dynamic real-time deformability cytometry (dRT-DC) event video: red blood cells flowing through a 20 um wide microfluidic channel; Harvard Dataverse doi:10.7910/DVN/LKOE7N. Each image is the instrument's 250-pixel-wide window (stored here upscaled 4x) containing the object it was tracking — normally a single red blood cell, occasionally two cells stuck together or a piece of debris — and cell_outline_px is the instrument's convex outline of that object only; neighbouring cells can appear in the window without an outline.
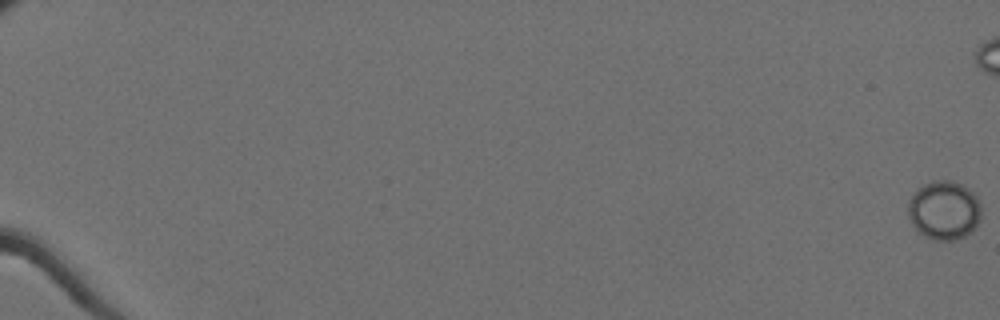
{"species": "Egyptian fruit bat (a non-hibernating species)", "species_latin": "Rousettus aegyptiacus", "temperature_condition": "cold", "stored_images_in_passage": 63, "camera_frame_rate_fps": 3000, "um_per_image_px": 0.085, "animal": {"sex": "female"}, "frame": {"image": 1, "passage_image": 1, "time_ms": 0.0, "image_size_px": [1000, 320], "cell_outline_px": [[980, 220], [964, 236], [956, 240], [932, 240], [924, 236], [912, 224], [908, 216], [908, 200], [912, 192], [916, 188], [932, 180], [952, 180], [964, 184], [976, 196], [980, 204]], "centroid_in_image_um": [80.21, 17.84], "position_along_channel_um": 4.8, "area_um2": 25.32}}
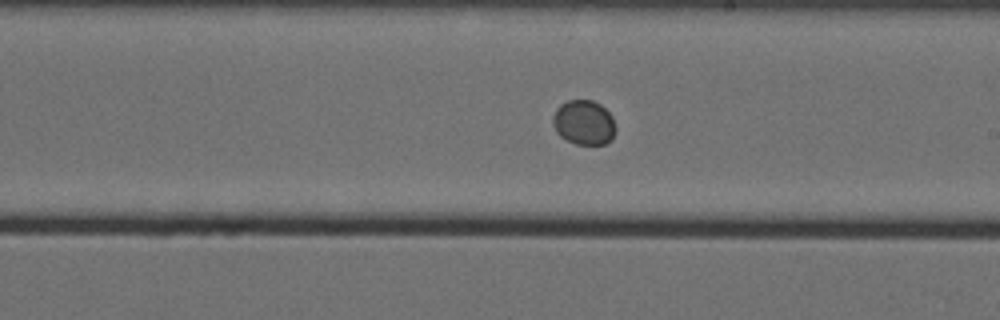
{"frame": {"image": 2, "passage_image": 40, "time_ms": 13.0, "image_size_px": [1000, 320], "cell_outline_px": [[616, 132], [612, 140], [604, 144], [576, 144], [560, 136], [556, 132], [552, 124], [552, 116], [556, 108], [560, 104], [568, 100], [592, 100], [600, 104], [612, 116], [616, 128]], "centroid_in_image_um": [49.62, 10.41], "position_along_channel_um": 239.4, "area_um2": 16.53}}
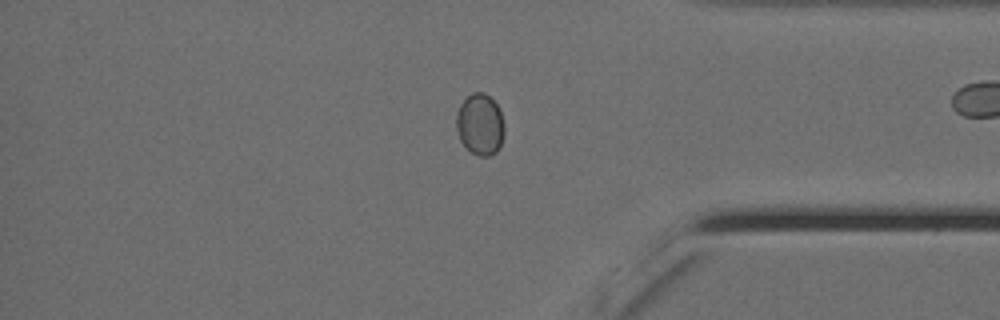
{"frame": {"image": 3, "passage_image": 54, "time_ms": 17.667, "image_size_px": [1000, 320], "cell_outline_px": [[504, 136], [500, 148], [496, 152], [488, 156], [480, 156], [472, 152], [460, 140], [456, 128], [456, 112], [460, 104], [472, 92], [484, 92], [500, 108], [504, 124]], "centroid_in_image_um": [40.82, 10.57], "position_along_channel_um": 394.4, "area_um2": 17.28}}